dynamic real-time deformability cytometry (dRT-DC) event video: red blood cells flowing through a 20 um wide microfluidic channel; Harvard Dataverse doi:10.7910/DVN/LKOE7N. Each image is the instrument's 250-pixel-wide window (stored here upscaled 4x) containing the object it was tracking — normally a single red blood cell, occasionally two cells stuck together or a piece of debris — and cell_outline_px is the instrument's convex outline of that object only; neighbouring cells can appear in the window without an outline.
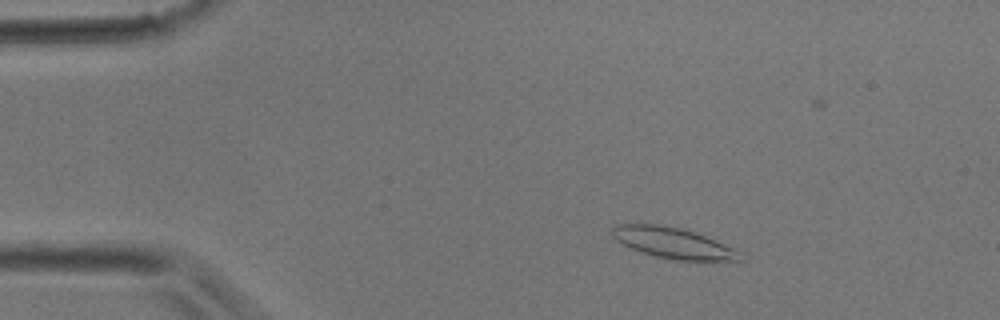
{"species": "common noctule bat (a hibernating species)", "species_latin": "Nyctalus noctula", "temperature_condition": "room temperature", "stored_images_in_passage": 38, "segment_of_instrument_passage": [1, 2], "camera_frame_rate_fps": 3000, "um_per_image_px": 0.085, "animal": {"sex": "male", "body_mass_g": 17.9}, "frame": {"image": 1, "passage_image": 4, "time_ms": 1.0, "image_size_px": [1000, 320], "cell_outline_px": [[744, 260], [676, 260], [656, 256], [632, 248], [616, 240], [612, 236], [612, 228], [616, 224], [656, 224], [680, 228], [696, 232], [736, 248], [744, 252]], "centroid_in_image_um": [57.3, 20.65], "position_along_channel_um": 27.7, "area_um2": 22.95}}
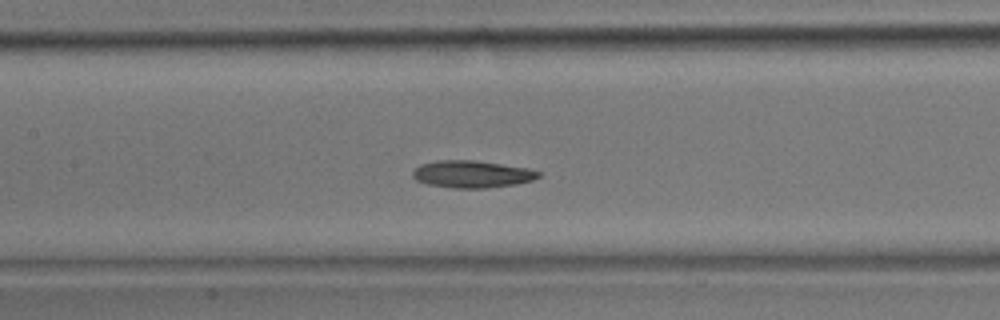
{"frame": {"image": 2, "passage_image": 16, "time_ms": 5.0, "image_size_px": [1000, 320], "cell_outline_px": [[540, 176], [532, 180], [516, 184], [484, 188], [452, 188], [428, 184], [416, 180], [412, 176], [412, 172], [420, 164], [436, 160], [472, 160], [528, 168], [540, 172]], "centroid_in_image_um": [40.09, 14.8], "position_along_channel_um": 167.3, "area_um2": 19.83}}
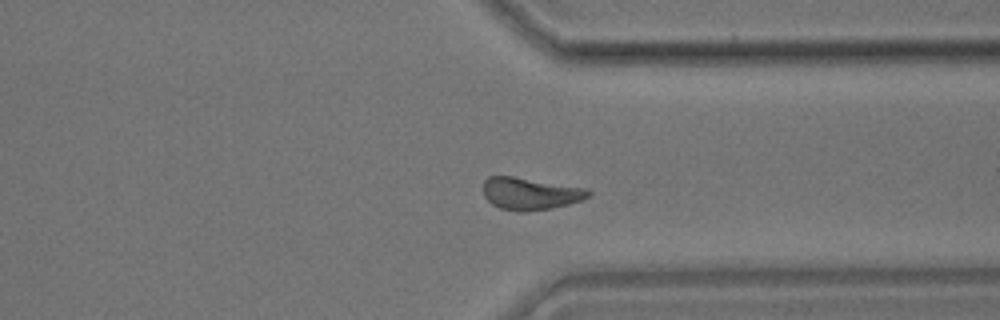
{"frame": {"image": 3, "passage_image": 28, "time_ms": 9.0, "image_size_px": [1000, 320], "cell_outline_px": [[592, 192], [588, 196], [580, 200], [568, 204], [552, 208], [524, 212], [520, 212], [500, 208], [492, 204], [484, 196], [484, 180], [488, 176], [512, 176], [584, 188]], "centroid_in_image_um": [45.03, 16.46], "position_along_channel_um": 366.4, "area_um2": 19.48}}